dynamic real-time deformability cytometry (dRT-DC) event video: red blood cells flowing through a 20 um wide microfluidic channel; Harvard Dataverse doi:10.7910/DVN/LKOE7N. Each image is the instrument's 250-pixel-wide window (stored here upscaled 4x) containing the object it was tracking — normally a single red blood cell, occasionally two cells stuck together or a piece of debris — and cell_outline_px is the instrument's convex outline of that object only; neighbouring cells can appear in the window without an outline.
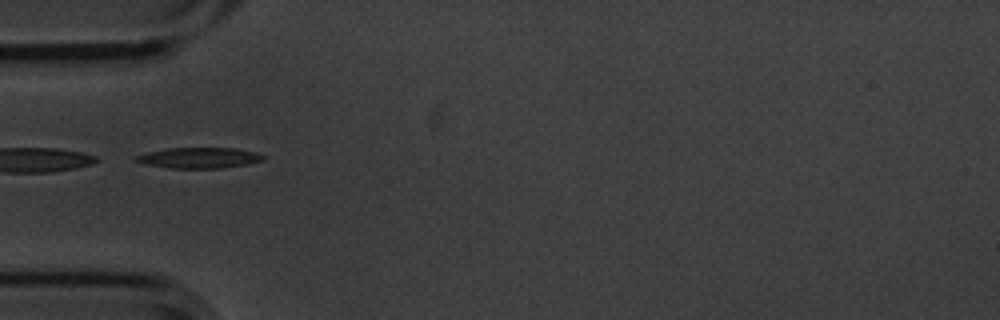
{"species": "common noctule bat (a hibernating species)", "species_latin": "Nyctalus noctula", "temperature_condition": "cold", "stored_images_in_passage": 7, "segment_of_instrument_passage": [2, 2], "camera_frame_rate_fps": 3000, "um_per_image_px": 0.085, "animal": {"sex": "male", "body_mass_g": 20.1, "forearm_length_mm": 53.5}, "frame": {"image": 1, "passage_image": 5, "time_ms": 1.333, "image_size_px": [1000, 320], "cell_outline_px": [[264, 160], [248, 164], [220, 168], [168, 168], [144, 164], [132, 160], [132, 156], [164, 148], [236, 148], [256, 152], [264, 156]], "centroid_in_image_um": [16.86, 13.41], "position_along_channel_um": 68.1, "area_um2": 15.55}}